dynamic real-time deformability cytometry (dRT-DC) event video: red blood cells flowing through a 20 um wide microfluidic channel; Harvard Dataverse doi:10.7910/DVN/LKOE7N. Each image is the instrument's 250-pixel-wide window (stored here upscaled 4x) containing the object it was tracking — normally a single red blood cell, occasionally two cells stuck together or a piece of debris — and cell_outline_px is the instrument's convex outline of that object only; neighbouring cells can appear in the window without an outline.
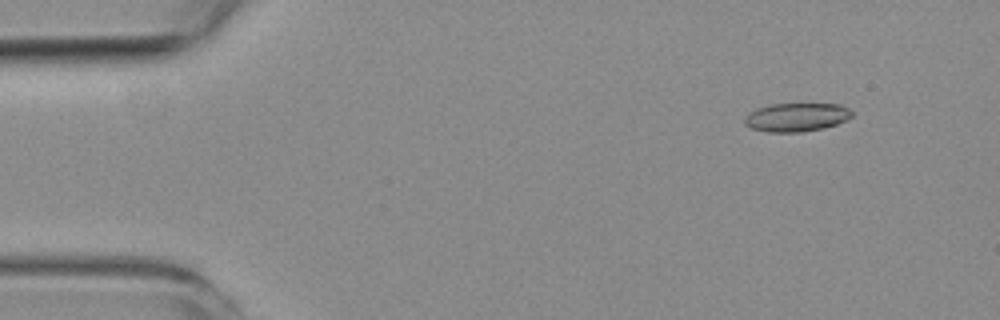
{"species": "common noctule bat (a hibernating species)", "species_latin": "Nyctalus noctula", "temperature_condition": "room temperature", "stored_images_in_passage": 6, "camera_frame_rate_fps": 3000, "um_per_image_px": 0.085, "animal": {"sex": "female", "body_mass_g": 19.3, "forearm_length_mm": 54.1}, "frame": {"image": 1, "passage_image": 2, "time_ms": 1.333, "image_size_px": [1000, 320], "cell_outline_px": [[852, 116], [848, 120], [824, 128], [800, 132], [768, 132], [752, 128], [744, 124], [744, 120], [748, 112], [756, 108], [768, 104], [840, 104], [848, 108], [852, 112]], "centroid_in_image_um": [67.69, 9.96], "position_along_channel_um": 17.3, "area_um2": 17.98}}